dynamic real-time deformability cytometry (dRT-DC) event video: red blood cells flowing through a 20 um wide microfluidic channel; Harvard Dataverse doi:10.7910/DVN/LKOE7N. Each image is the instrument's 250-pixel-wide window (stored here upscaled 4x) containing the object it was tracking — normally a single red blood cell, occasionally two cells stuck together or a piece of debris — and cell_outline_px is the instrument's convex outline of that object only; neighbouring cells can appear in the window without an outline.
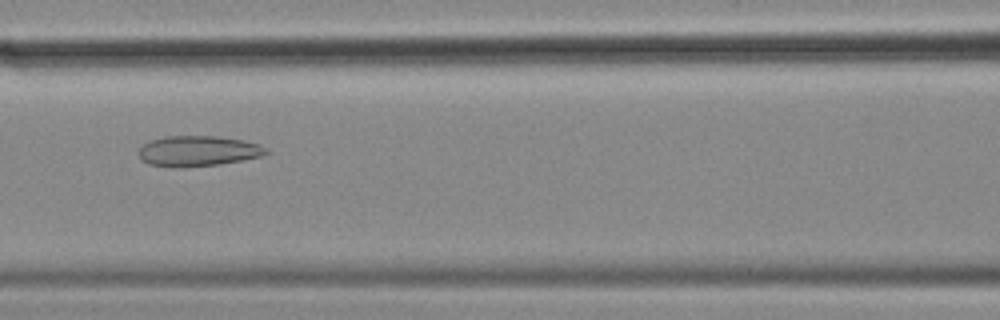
{"species": "common noctule bat (a hibernating species)", "species_latin": "Nyctalus noctula", "temperature_condition": "cold", "stored_images_in_passage": 55, "camera_frame_rate_fps": 3000, "um_per_image_px": 0.085, "animal": {"sex": "female", "body_mass_g": 18.4}, "frame": {"image": 1, "passage_image": 25, "time_ms": 8.0, "image_size_px": [1000, 320], "cell_outline_px": [[268, 152], [260, 156], [220, 164], [180, 168], [176, 168], [148, 164], [140, 160], [136, 152], [144, 144], [152, 140], [168, 136], [216, 136], [244, 140], [260, 144], [268, 148]], "centroid_in_image_um": [16.8, 12.84], "position_along_channel_um": 149.8, "area_um2": 22.77}}
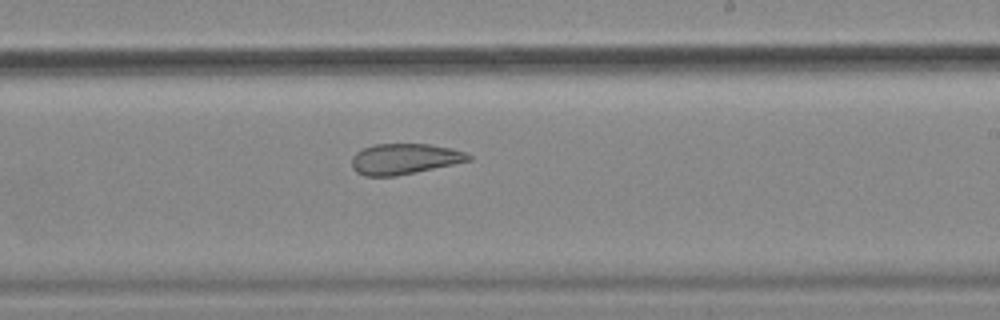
{"frame": {"image": 2, "passage_image": 34, "time_ms": 11.0, "image_size_px": [1000, 320], "cell_outline_px": [[472, 160], [396, 176], [364, 176], [356, 172], [352, 168], [352, 156], [356, 152], [372, 144], [428, 144], [452, 148], [468, 152], [472, 156]], "centroid_in_image_um": [34.38, 13.5], "position_along_channel_um": 254.6, "area_um2": 20.98}}
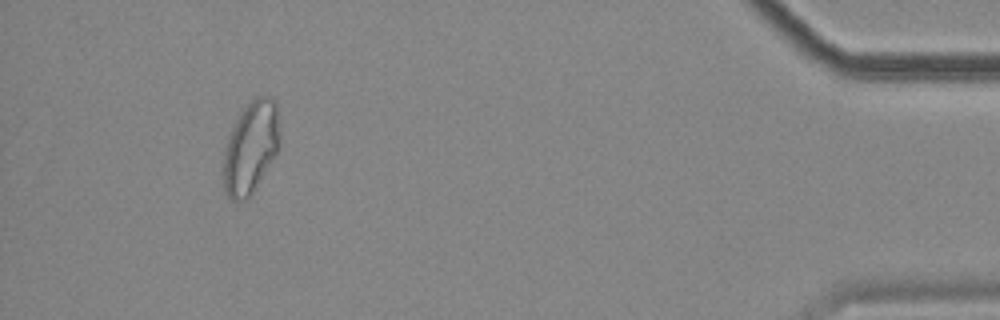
{"frame": {"image": 3, "passage_image": 53, "time_ms": 17.333, "image_size_px": [1000, 320], "cell_outline_px": [[280, 148], [252, 192], [244, 200], [232, 200], [224, 192], [220, 168], [224, 152], [236, 116], [256, 96], [268, 96], [276, 100]], "centroid_in_image_um": [21.28, 12.54], "position_along_channel_um": 413.9, "area_um2": 30.46}, "authors_computed_cell_mechanics": {"area_um2": 26.8192, "velocity_mm_per_s": 3.5115, "shape_relaxation_time_tau1_ms": null, "shape_relaxation_time_tau2_ms": 4.0376, "deformation_change_tau1": null, "deformation_change_tau2": 0.1236}}